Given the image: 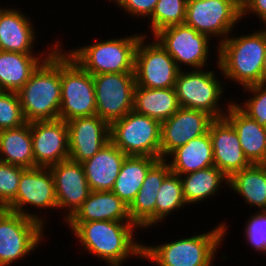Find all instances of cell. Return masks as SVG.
I'll return each mask as SVG.
<instances>
[{
	"label": "cell",
	"mask_w": 266,
	"mask_h": 266,
	"mask_svg": "<svg viewBox=\"0 0 266 266\" xmlns=\"http://www.w3.org/2000/svg\"><path fill=\"white\" fill-rule=\"evenodd\" d=\"M75 238L91 255L104 260L110 266H121L123 262L137 257L143 258V244L135 240V229L140 228L133 222L90 221L65 222ZM134 232V233H133Z\"/></svg>",
	"instance_id": "cell-1"
},
{
	"label": "cell",
	"mask_w": 266,
	"mask_h": 266,
	"mask_svg": "<svg viewBox=\"0 0 266 266\" xmlns=\"http://www.w3.org/2000/svg\"><path fill=\"white\" fill-rule=\"evenodd\" d=\"M26 122L59 119L61 105V46L32 73L17 92Z\"/></svg>",
	"instance_id": "cell-2"
},
{
	"label": "cell",
	"mask_w": 266,
	"mask_h": 266,
	"mask_svg": "<svg viewBox=\"0 0 266 266\" xmlns=\"http://www.w3.org/2000/svg\"><path fill=\"white\" fill-rule=\"evenodd\" d=\"M217 67L222 77L246 88L261 84L266 52V26L251 34L228 36L217 45Z\"/></svg>",
	"instance_id": "cell-3"
},
{
	"label": "cell",
	"mask_w": 266,
	"mask_h": 266,
	"mask_svg": "<svg viewBox=\"0 0 266 266\" xmlns=\"http://www.w3.org/2000/svg\"><path fill=\"white\" fill-rule=\"evenodd\" d=\"M227 226L222 222L210 232L157 246L143 243V258L157 266H212L217 249L221 247L227 234Z\"/></svg>",
	"instance_id": "cell-4"
},
{
	"label": "cell",
	"mask_w": 266,
	"mask_h": 266,
	"mask_svg": "<svg viewBox=\"0 0 266 266\" xmlns=\"http://www.w3.org/2000/svg\"><path fill=\"white\" fill-rule=\"evenodd\" d=\"M142 33L100 40L65 52L92 75L134 72L135 50Z\"/></svg>",
	"instance_id": "cell-5"
},
{
	"label": "cell",
	"mask_w": 266,
	"mask_h": 266,
	"mask_svg": "<svg viewBox=\"0 0 266 266\" xmlns=\"http://www.w3.org/2000/svg\"><path fill=\"white\" fill-rule=\"evenodd\" d=\"M61 46V105L59 119L70 121L96 115L93 75L84 70Z\"/></svg>",
	"instance_id": "cell-6"
},
{
	"label": "cell",
	"mask_w": 266,
	"mask_h": 266,
	"mask_svg": "<svg viewBox=\"0 0 266 266\" xmlns=\"http://www.w3.org/2000/svg\"><path fill=\"white\" fill-rule=\"evenodd\" d=\"M161 123L134 110L110 124V141L126 155L161 159Z\"/></svg>",
	"instance_id": "cell-7"
},
{
	"label": "cell",
	"mask_w": 266,
	"mask_h": 266,
	"mask_svg": "<svg viewBox=\"0 0 266 266\" xmlns=\"http://www.w3.org/2000/svg\"><path fill=\"white\" fill-rule=\"evenodd\" d=\"M44 228L34 219L0 208V266L29 256L46 236Z\"/></svg>",
	"instance_id": "cell-8"
},
{
	"label": "cell",
	"mask_w": 266,
	"mask_h": 266,
	"mask_svg": "<svg viewBox=\"0 0 266 266\" xmlns=\"http://www.w3.org/2000/svg\"><path fill=\"white\" fill-rule=\"evenodd\" d=\"M185 70H180L174 87L180 106L205 111L214 119L223 118L227 111L219 104L226 85L213 70Z\"/></svg>",
	"instance_id": "cell-9"
},
{
	"label": "cell",
	"mask_w": 266,
	"mask_h": 266,
	"mask_svg": "<svg viewBox=\"0 0 266 266\" xmlns=\"http://www.w3.org/2000/svg\"><path fill=\"white\" fill-rule=\"evenodd\" d=\"M242 20L241 4L236 0H187L185 24L220 45Z\"/></svg>",
	"instance_id": "cell-10"
},
{
	"label": "cell",
	"mask_w": 266,
	"mask_h": 266,
	"mask_svg": "<svg viewBox=\"0 0 266 266\" xmlns=\"http://www.w3.org/2000/svg\"><path fill=\"white\" fill-rule=\"evenodd\" d=\"M146 36L145 32L135 50L136 85L146 88H174L180 69L155 38L150 43Z\"/></svg>",
	"instance_id": "cell-11"
},
{
	"label": "cell",
	"mask_w": 266,
	"mask_h": 266,
	"mask_svg": "<svg viewBox=\"0 0 266 266\" xmlns=\"http://www.w3.org/2000/svg\"><path fill=\"white\" fill-rule=\"evenodd\" d=\"M96 114L111 124L134 107L135 74L104 73L93 75Z\"/></svg>",
	"instance_id": "cell-12"
},
{
	"label": "cell",
	"mask_w": 266,
	"mask_h": 266,
	"mask_svg": "<svg viewBox=\"0 0 266 266\" xmlns=\"http://www.w3.org/2000/svg\"><path fill=\"white\" fill-rule=\"evenodd\" d=\"M174 59L178 68L182 65L193 70L204 69L209 60L211 43L207 35L184 24L166 27L153 36ZM182 64V65H181Z\"/></svg>",
	"instance_id": "cell-13"
},
{
	"label": "cell",
	"mask_w": 266,
	"mask_h": 266,
	"mask_svg": "<svg viewBox=\"0 0 266 266\" xmlns=\"http://www.w3.org/2000/svg\"><path fill=\"white\" fill-rule=\"evenodd\" d=\"M26 206L36 209H58L54 177L50 168L35 167L25 169L21 173L17 195L14 201L6 208L36 220L45 227V218L31 213ZM28 211V212H27ZM30 212V213H29Z\"/></svg>",
	"instance_id": "cell-14"
},
{
	"label": "cell",
	"mask_w": 266,
	"mask_h": 266,
	"mask_svg": "<svg viewBox=\"0 0 266 266\" xmlns=\"http://www.w3.org/2000/svg\"><path fill=\"white\" fill-rule=\"evenodd\" d=\"M35 167H47L69 159V132L62 119L30 122Z\"/></svg>",
	"instance_id": "cell-15"
},
{
	"label": "cell",
	"mask_w": 266,
	"mask_h": 266,
	"mask_svg": "<svg viewBox=\"0 0 266 266\" xmlns=\"http://www.w3.org/2000/svg\"><path fill=\"white\" fill-rule=\"evenodd\" d=\"M213 120L205 111L180 107L161 123V159H165L177 147L206 134Z\"/></svg>",
	"instance_id": "cell-16"
},
{
	"label": "cell",
	"mask_w": 266,
	"mask_h": 266,
	"mask_svg": "<svg viewBox=\"0 0 266 266\" xmlns=\"http://www.w3.org/2000/svg\"><path fill=\"white\" fill-rule=\"evenodd\" d=\"M49 168L54 177L58 209L65 210L63 220L67 221L91 192L83 165L66 159Z\"/></svg>",
	"instance_id": "cell-17"
},
{
	"label": "cell",
	"mask_w": 266,
	"mask_h": 266,
	"mask_svg": "<svg viewBox=\"0 0 266 266\" xmlns=\"http://www.w3.org/2000/svg\"><path fill=\"white\" fill-rule=\"evenodd\" d=\"M69 159L83 163L110 141V124L97 114L67 121Z\"/></svg>",
	"instance_id": "cell-18"
},
{
	"label": "cell",
	"mask_w": 266,
	"mask_h": 266,
	"mask_svg": "<svg viewBox=\"0 0 266 266\" xmlns=\"http://www.w3.org/2000/svg\"><path fill=\"white\" fill-rule=\"evenodd\" d=\"M208 132L213 148L214 166L228 178L252 165L242 151L237 132L224 117L214 119Z\"/></svg>",
	"instance_id": "cell-19"
},
{
	"label": "cell",
	"mask_w": 266,
	"mask_h": 266,
	"mask_svg": "<svg viewBox=\"0 0 266 266\" xmlns=\"http://www.w3.org/2000/svg\"><path fill=\"white\" fill-rule=\"evenodd\" d=\"M171 173L168 161L159 159L148 171L144 182L129 206V216L140 229L156 225V196L163 180Z\"/></svg>",
	"instance_id": "cell-20"
},
{
	"label": "cell",
	"mask_w": 266,
	"mask_h": 266,
	"mask_svg": "<svg viewBox=\"0 0 266 266\" xmlns=\"http://www.w3.org/2000/svg\"><path fill=\"white\" fill-rule=\"evenodd\" d=\"M227 108V109H226ZM224 118L238 134L240 146L251 164H266V129L246 115L232 100L225 106Z\"/></svg>",
	"instance_id": "cell-21"
},
{
	"label": "cell",
	"mask_w": 266,
	"mask_h": 266,
	"mask_svg": "<svg viewBox=\"0 0 266 266\" xmlns=\"http://www.w3.org/2000/svg\"><path fill=\"white\" fill-rule=\"evenodd\" d=\"M60 43L55 41L52 48L48 45L46 53L41 51L38 55L0 50V91L18 92Z\"/></svg>",
	"instance_id": "cell-22"
},
{
	"label": "cell",
	"mask_w": 266,
	"mask_h": 266,
	"mask_svg": "<svg viewBox=\"0 0 266 266\" xmlns=\"http://www.w3.org/2000/svg\"><path fill=\"white\" fill-rule=\"evenodd\" d=\"M30 18L20 10L12 8L0 9V50L27 54L32 52L37 32Z\"/></svg>",
	"instance_id": "cell-23"
},
{
	"label": "cell",
	"mask_w": 266,
	"mask_h": 266,
	"mask_svg": "<svg viewBox=\"0 0 266 266\" xmlns=\"http://www.w3.org/2000/svg\"><path fill=\"white\" fill-rule=\"evenodd\" d=\"M126 154L111 141L82 163L91 191H112Z\"/></svg>",
	"instance_id": "cell-24"
},
{
	"label": "cell",
	"mask_w": 266,
	"mask_h": 266,
	"mask_svg": "<svg viewBox=\"0 0 266 266\" xmlns=\"http://www.w3.org/2000/svg\"><path fill=\"white\" fill-rule=\"evenodd\" d=\"M132 222L129 206L112 191H91L88 198L66 222Z\"/></svg>",
	"instance_id": "cell-25"
},
{
	"label": "cell",
	"mask_w": 266,
	"mask_h": 266,
	"mask_svg": "<svg viewBox=\"0 0 266 266\" xmlns=\"http://www.w3.org/2000/svg\"><path fill=\"white\" fill-rule=\"evenodd\" d=\"M165 160L168 161L171 172L180 176L214 166L209 132L177 147Z\"/></svg>",
	"instance_id": "cell-26"
},
{
	"label": "cell",
	"mask_w": 266,
	"mask_h": 266,
	"mask_svg": "<svg viewBox=\"0 0 266 266\" xmlns=\"http://www.w3.org/2000/svg\"><path fill=\"white\" fill-rule=\"evenodd\" d=\"M180 107L174 88H146L135 85L133 110L139 114L162 123Z\"/></svg>",
	"instance_id": "cell-27"
},
{
	"label": "cell",
	"mask_w": 266,
	"mask_h": 266,
	"mask_svg": "<svg viewBox=\"0 0 266 266\" xmlns=\"http://www.w3.org/2000/svg\"><path fill=\"white\" fill-rule=\"evenodd\" d=\"M0 161L25 169L35 168L30 123L0 131Z\"/></svg>",
	"instance_id": "cell-28"
},
{
	"label": "cell",
	"mask_w": 266,
	"mask_h": 266,
	"mask_svg": "<svg viewBox=\"0 0 266 266\" xmlns=\"http://www.w3.org/2000/svg\"><path fill=\"white\" fill-rule=\"evenodd\" d=\"M158 160L149 156L127 155L114 182L112 192L130 206L135 200L149 169Z\"/></svg>",
	"instance_id": "cell-29"
},
{
	"label": "cell",
	"mask_w": 266,
	"mask_h": 266,
	"mask_svg": "<svg viewBox=\"0 0 266 266\" xmlns=\"http://www.w3.org/2000/svg\"><path fill=\"white\" fill-rule=\"evenodd\" d=\"M228 181L229 189L244 198L246 204L266 211V164H252L235 172Z\"/></svg>",
	"instance_id": "cell-30"
},
{
	"label": "cell",
	"mask_w": 266,
	"mask_h": 266,
	"mask_svg": "<svg viewBox=\"0 0 266 266\" xmlns=\"http://www.w3.org/2000/svg\"><path fill=\"white\" fill-rule=\"evenodd\" d=\"M180 178L187 205L210 199L219 193L223 183L228 187L229 182V178L216 166L190 172L181 175Z\"/></svg>",
	"instance_id": "cell-31"
},
{
	"label": "cell",
	"mask_w": 266,
	"mask_h": 266,
	"mask_svg": "<svg viewBox=\"0 0 266 266\" xmlns=\"http://www.w3.org/2000/svg\"><path fill=\"white\" fill-rule=\"evenodd\" d=\"M186 205L180 175L171 172L163 180L156 196V224Z\"/></svg>",
	"instance_id": "cell-32"
},
{
	"label": "cell",
	"mask_w": 266,
	"mask_h": 266,
	"mask_svg": "<svg viewBox=\"0 0 266 266\" xmlns=\"http://www.w3.org/2000/svg\"><path fill=\"white\" fill-rule=\"evenodd\" d=\"M187 0H158L150 20L149 29L154 36L160 30L184 24Z\"/></svg>",
	"instance_id": "cell-33"
},
{
	"label": "cell",
	"mask_w": 266,
	"mask_h": 266,
	"mask_svg": "<svg viewBox=\"0 0 266 266\" xmlns=\"http://www.w3.org/2000/svg\"><path fill=\"white\" fill-rule=\"evenodd\" d=\"M26 123L19 95L14 91H0V131Z\"/></svg>",
	"instance_id": "cell-34"
},
{
	"label": "cell",
	"mask_w": 266,
	"mask_h": 266,
	"mask_svg": "<svg viewBox=\"0 0 266 266\" xmlns=\"http://www.w3.org/2000/svg\"><path fill=\"white\" fill-rule=\"evenodd\" d=\"M25 168L0 161V208H7L15 199Z\"/></svg>",
	"instance_id": "cell-35"
},
{
	"label": "cell",
	"mask_w": 266,
	"mask_h": 266,
	"mask_svg": "<svg viewBox=\"0 0 266 266\" xmlns=\"http://www.w3.org/2000/svg\"><path fill=\"white\" fill-rule=\"evenodd\" d=\"M246 92L252 93V97L237 106L250 118L256 120L260 125H266V84H255L243 88Z\"/></svg>",
	"instance_id": "cell-36"
},
{
	"label": "cell",
	"mask_w": 266,
	"mask_h": 266,
	"mask_svg": "<svg viewBox=\"0 0 266 266\" xmlns=\"http://www.w3.org/2000/svg\"><path fill=\"white\" fill-rule=\"evenodd\" d=\"M247 245L258 253L266 254V211H256L244 227Z\"/></svg>",
	"instance_id": "cell-37"
},
{
	"label": "cell",
	"mask_w": 266,
	"mask_h": 266,
	"mask_svg": "<svg viewBox=\"0 0 266 266\" xmlns=\"http://www.w3.org/2000/svg\"><path fill=\"white\" fill-rule=\"evenodd\" d=\"M118 7L122 8L128 15L137 19H149L153 13L158 0H113ZM141 17V18H140Z\"/></svg>",
	"instance_id": "cell-38"
},
{
	"label": "cell",
	"mask_w": 266,
	"mask_h": 266,
	"mask_svg": "<svg viewBox=\"0 0 266 266\" xmlns=\"http://www.w3.org/2000/svg\"><path fill=\"white\" fill-rule=\"evenodd\" d=\"M253 13V16L256 14L258 19L263 25H266V0H245L241 4V18L248 14Z\"/></svg>",
	"instance_id": "cell-39"
},
{
	"label": "cell",
	"mask_w": 266,
	"mask_h": 266,
	"mask_svg": "<svg viewBox=\"0 0 266 266\" xmlns=\"http://www.w3.org/2000/svg\"><path fill=\"white\" fill-rule=\"evenodd\" d=\"M261 84H266V52H265V57L263 60V65H262Z\"/></svg>",
	"instance_id": "cell-40"
},
{
	"label": "cell",
	"mask_w": 266,
	"mask_h": 266,
	"mask_svg": "<svg viewBox=\"0 0 266 266\" xmlns=\"http://www.w3.org/2000/svg\"><path fill=\"white\" fill-rule=\"evenodd\" d=\"M239 4H242L245 0H236Z\"/></svg>",
	"instance_id": "cell-41"
}]
</instances>
